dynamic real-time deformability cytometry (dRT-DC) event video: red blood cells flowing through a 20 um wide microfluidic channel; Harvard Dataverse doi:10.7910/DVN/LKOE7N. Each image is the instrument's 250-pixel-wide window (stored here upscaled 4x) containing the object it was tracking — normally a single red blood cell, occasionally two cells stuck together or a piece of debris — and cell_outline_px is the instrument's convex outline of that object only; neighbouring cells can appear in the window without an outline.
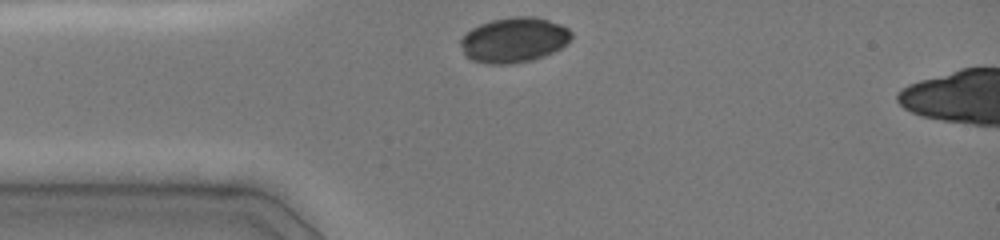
{"species": "common noctule bat (a hibernating species)", "species_latin": "Nyctalus noctula", "temperature_condition": "cold", "stored_images_in_passage": 4, "camera_frame_rate_fps": 3000, "um_per_image_px": 0.085, "animal": {"sex": "female", "body_mass_g": 19.0, "forearm_length_mm": 51.5}, "frame": {"image": 1, "passage_image": 1, "time_ms": 0.0, "image_size_px": [1000, 240], "cell_outline_px": [[572, 36], [568, 44], [544, 56], [532, 60], [512, 64], [488, 64], [472, 60], [464, 56], [460, 44], [460, 40], [472, 28], [480, 24], [492, 20], [516, 16], [532, 16], [548, 20], [560, 24], [568, 28], [572, 32]], "centroid_in_image_um": [43.69, 3.4], "position_along_channel_um": 41.3, "area_um2": 29.19}}